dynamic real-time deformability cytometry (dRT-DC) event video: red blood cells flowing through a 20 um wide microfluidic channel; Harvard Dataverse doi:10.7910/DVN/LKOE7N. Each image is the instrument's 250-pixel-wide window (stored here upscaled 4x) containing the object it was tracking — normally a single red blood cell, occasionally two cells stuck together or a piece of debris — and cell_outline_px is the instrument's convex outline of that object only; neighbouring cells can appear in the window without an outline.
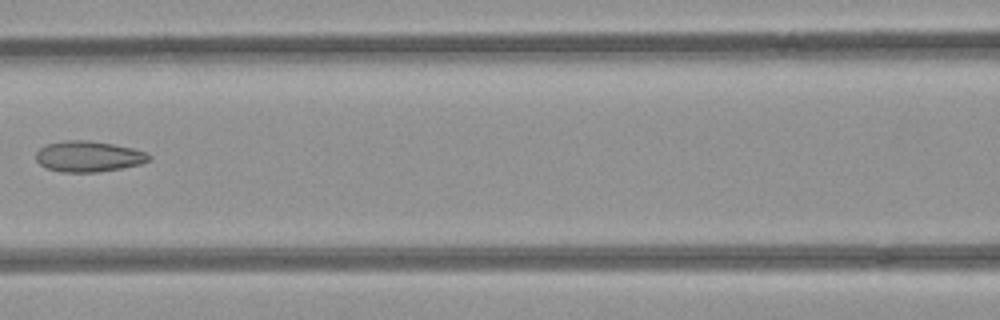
{"species": "common noctule bat (a hibernating species)", "species_latin": "Nyctalus noctula", "temperature_condition": "room temperature", "stored_images_in_passage": 5, "camera_frame_rate_fps": 3000, "um_per_image_px": 0.085, "animal": {"sex": "female", "body_mass_g": 21.9}, "frame": {"image": 1, "passage_image": 5, "time_ms": 1.333, "image_size_px": [1000, 320], "cell_outline_px": [[152, 160], [140, 164], [120, 168], [96, 172], [60, 172], [48, 168], [40, 164], [36, 160], [36, 152], [44, 144], [68, 140], [84, 140], [112, 144], [132, 148], [144, 152], [152, 156]], "centroid_in_image_um": [7.51, 13.3], "position_along_channel_um": 159.1, "area_um2": 20.17}}